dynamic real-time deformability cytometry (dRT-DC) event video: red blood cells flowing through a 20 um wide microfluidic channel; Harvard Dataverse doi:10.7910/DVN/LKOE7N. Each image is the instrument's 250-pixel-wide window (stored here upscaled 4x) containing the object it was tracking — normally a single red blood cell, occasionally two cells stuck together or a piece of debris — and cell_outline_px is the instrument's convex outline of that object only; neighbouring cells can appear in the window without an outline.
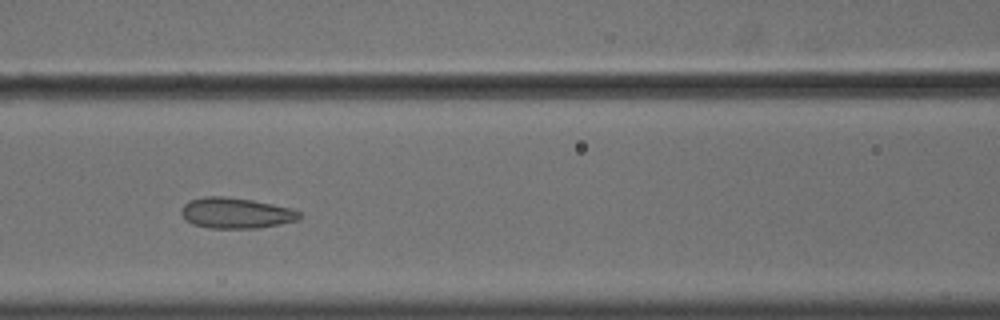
{"species": "common noctule bat (a hibernating species)", "species_latin": "Nyctalus noctula", "temperature_condition": "cold", "stored_images_in_passage": 41, "camera_frame_rate_fps": 3000, "um_per_image_px": 0.085, "animal": {"sex": "male", "body_mass_g": 18.8}, "frame": {"image": 1, "passage_image": 10, "time_ms": 3.0, "image_size_px": [1000, 320], "cell_outline_px": [[300, 216], [296, 220], [280, 224], [256, 228], [208, 228], [192, 224], [180, 212], [180, 208], [184, 204], [192, 200], [204, 196], [224, 196], [252, 200], [292, 208], [300, 212]], "centroid_in_image_um": [20.04, 18.1], "position_along_channel_um": 146.6, "area_um2": 20.98}}
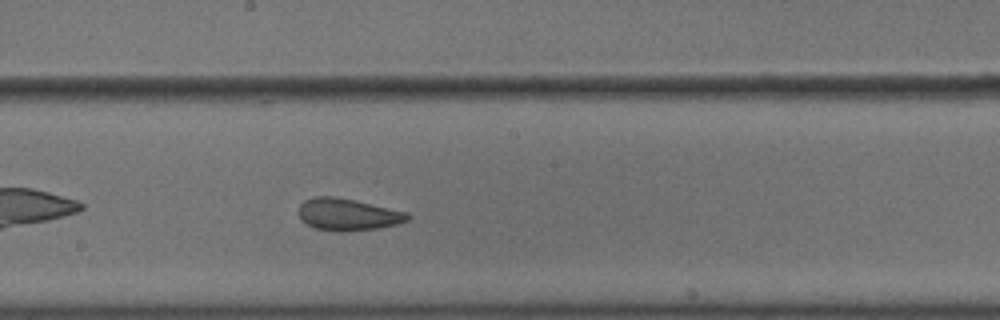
{"frame": {"image": 2, "passage_image": 16, "time_ms": 5.0, "image_size_px": [1000, 320], "cell_outline_px": [[412, 216], [408, 220], [396, 224], [376, 228], [344, 232], [340, 232], [312, 228], [300, 220], [300, 204], [304, 200], [312, 196], [332, 196], [352, 200], [408, 212]], "centroid_in_image_um": [29.53, 18.24], "position_along_channel_um": 218.7, "area_um2": 20.29}}
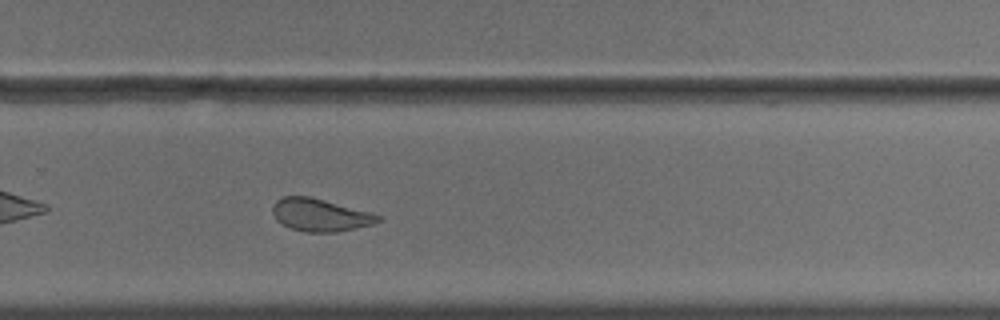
{"frame": {"image": 3, "passage_image": 23, "time_ms": 7.333, "image_size_px": [1000, 320], "cell_outline_px": [[384, 220], [376, 224], [336, 232], [304, 232], [292, 228], [276, 220], [272, 212], [272, 204], [276, 200], [284, 196], [308, 196], [372, 212], [384, 216]], "centroid_in_image_um": [27.27, 18.27], "position_along_channel_um": 302.5, "area_um2": 20.29}, "authors_computed_cell_mechanics": {"area_um2": 21.6172, "velocity_mm_per_s": 3.6055, "shape_relaxation_time_tau1_ms": null, "shape_relaxation_time_tau2_ms": 1.3078, "deformation_change_tau1": null, "deformation_change_tau2": 0.0763}}